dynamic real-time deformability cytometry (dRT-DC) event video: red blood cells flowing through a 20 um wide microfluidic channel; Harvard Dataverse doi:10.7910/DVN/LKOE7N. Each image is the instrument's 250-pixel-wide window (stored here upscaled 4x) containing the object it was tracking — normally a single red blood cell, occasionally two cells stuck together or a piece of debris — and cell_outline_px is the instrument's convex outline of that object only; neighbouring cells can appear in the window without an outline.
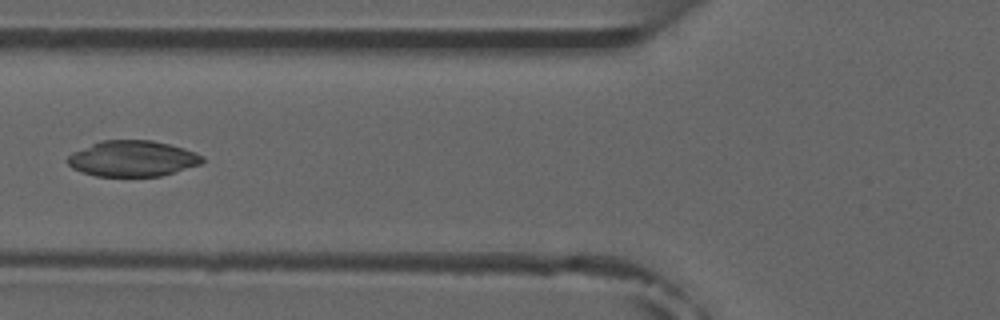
{"species": "common noctule bat (a hibernating species)", "species_latin": "Nyctalus noctula", "temperature_condition": "room temperature", "stored_images_in_passage": 5, "camera_frame_rate_fps": 3000, "um_per_image_px": 0.085, "animal": {"sex": "male", "forearm_length_mm": 52.5}, "frame": {"image": 1, "passage_image": 4, "time_ms": 3.333, "image_size_px": [1000, 320], "cell_outline_px": [[204, 160], [200, 164], [160, 176], [96, 176], [80, 172], [72, 168], [64, 160], [72, 152], [100, 140], [152, 140], [184, 148], [196, 152], [204, 156]], "centroid_in_image_um": [11.23, 13.47], "position_along_channel_um": 114.6, "area_um2": 28.26}}
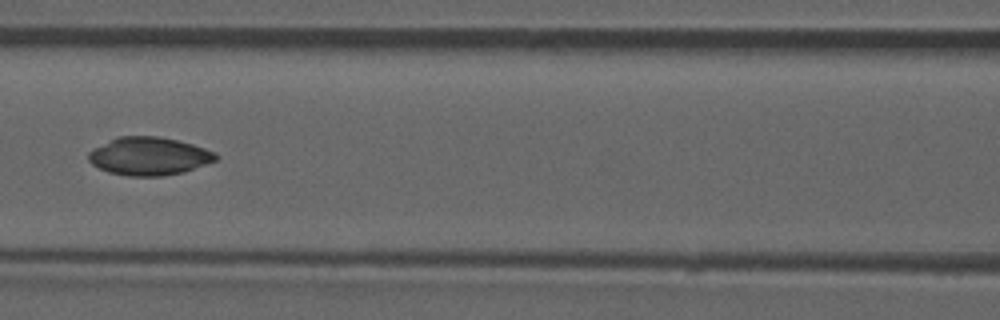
{"frame": {"image": 2, "passage_image": 5, "time_ms": 4.333, "image_size_px": [1000, 320], "cell_outline_px": [[220, 156], [216, 160], [184, 172], [160, 176], [128, 176], [108, 172], [92, 164], [88, 160], [88, 152], [116, 136], [160, 136], [192, 144], [216, 152]], "centroid_in_image_um": [12.67, 13.27], "position_along_channel_um": 153.9, "area_um2": 28.21}}